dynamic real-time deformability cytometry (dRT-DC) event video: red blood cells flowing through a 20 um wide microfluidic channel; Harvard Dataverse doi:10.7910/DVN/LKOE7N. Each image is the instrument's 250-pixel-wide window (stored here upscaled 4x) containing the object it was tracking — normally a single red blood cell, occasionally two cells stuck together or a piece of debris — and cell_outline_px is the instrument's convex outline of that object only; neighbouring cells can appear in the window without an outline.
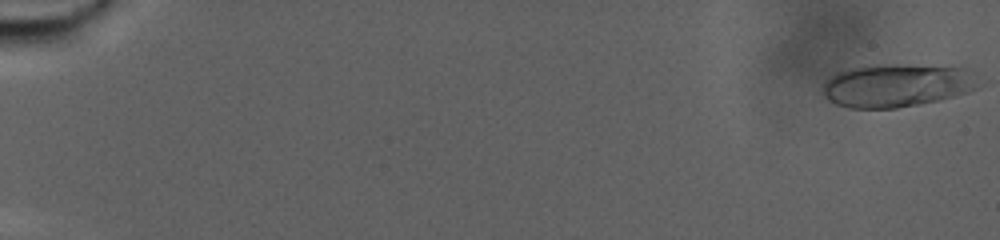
{"species": "human", "species_latin": "Homo sapiens", "temperature_condition": "warm", "stored_images_in_passage": 91, "camera_frame_rate_fps": 3000, "um_per_image_px": 0.085, "donor": {"sex": "male"}, "frame": {"image": 1, "passage_image": 1, "time_ms": 0.0, "image_size_px": [1000, 240], "cell_outline_px": [[972, 88], [968, 92], [936, 100], [896, 108], [848, 108], [836, 104], [828, 100], [824, 96], [824, 84], [836, 72], [864, 64], [896, 64], [960, 68]], "centroid_in_image_um": [75.96, 7.27], "position_along_channel_um": 9.0, "area_um2": 37.63}}
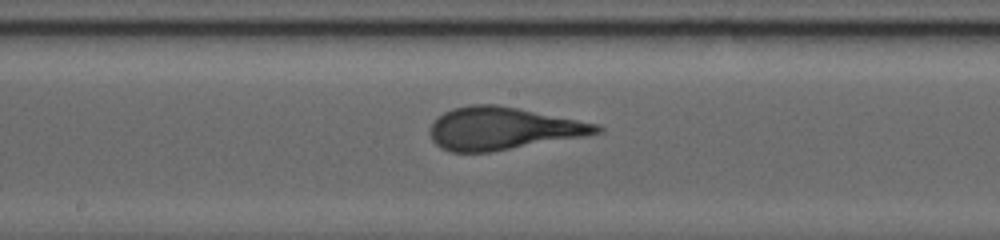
{"frame": {"image": 2, "passage_image": 52, "time_ms": 17.0, "image_size_px": [1000, 240], "cell_outline_px": [[604, 128], [600, 132], [588, 136], [492, 152], [452, 152], [440, 148], [432, 140], [432, 124], [436, 116], [452, 108], [472, 104], [496, 104], [600, 124]], "centroid_in_image_um": [42.77, 10.93], "position_along_channel_um": 205.4, "area_um2": 41.44}}
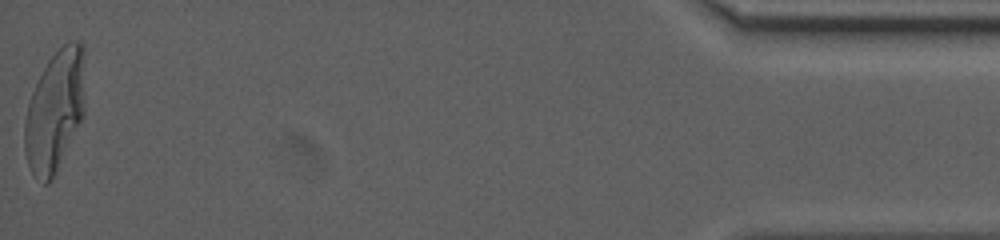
{"frame": {"image": 3, "passage_image": 91, "time_ms": 30.0, "image_size_px": [1000, 240], "cell_outline_px": [[84, 112], [52, 180], [48, 184], [44, 184], [32, 172], [28, 164], [24, 152], [24, 120], [28, 104], [32, 92], [48, 60], [68, 40], [80, 40], [84, 48]], "centroid_in_image_um": [4.66, 9.39], "position_along_channel_um": 430.5, "area_um2": 42.37}}